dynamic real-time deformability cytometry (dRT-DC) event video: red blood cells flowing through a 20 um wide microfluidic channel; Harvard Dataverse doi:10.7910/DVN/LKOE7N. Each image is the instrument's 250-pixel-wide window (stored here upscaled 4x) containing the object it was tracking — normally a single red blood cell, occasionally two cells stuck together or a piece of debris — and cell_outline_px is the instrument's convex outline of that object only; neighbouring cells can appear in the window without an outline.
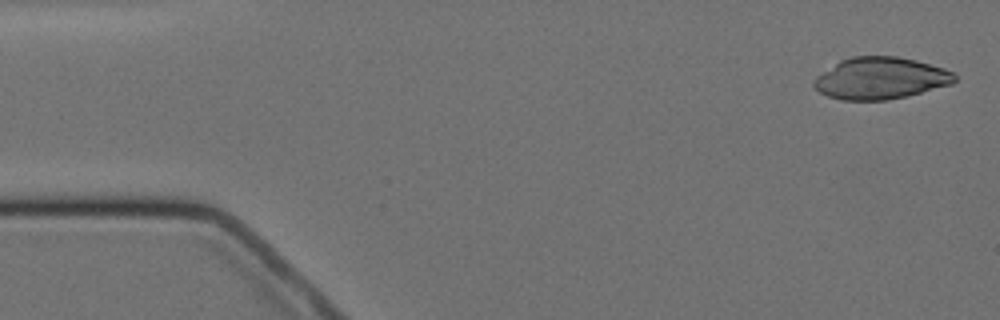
{"species": "Egyptian fruit bat (a non-hibernating species)", "species_latin": "Rousettus aegyptiacus", "temperature_condition": "cold", "stored_images_in_passage": 6, "camera_frame_rate_fps": 3000, "um_per_image_px": 0.085, "animal": {"sex": "female"}, "frame": {"image": 1, "passage_image": 1, "time_ms": 0.0, "image_size_px": [1000, 320], "cell_outline_px": [[956, 80], [952, 84], [888, 100], [840, 100], [828, 96], [820, 92], [812, 84], [812, 80], [816, 76], [840, 60], [852, 56], [896, 56], [916, 60], [944, 68], [952, 72], [956, 76]], "centroid_in_image_um": [74.81, 6.64], "position_along_channel_um": 10.2, "area_um2": 34.22}}